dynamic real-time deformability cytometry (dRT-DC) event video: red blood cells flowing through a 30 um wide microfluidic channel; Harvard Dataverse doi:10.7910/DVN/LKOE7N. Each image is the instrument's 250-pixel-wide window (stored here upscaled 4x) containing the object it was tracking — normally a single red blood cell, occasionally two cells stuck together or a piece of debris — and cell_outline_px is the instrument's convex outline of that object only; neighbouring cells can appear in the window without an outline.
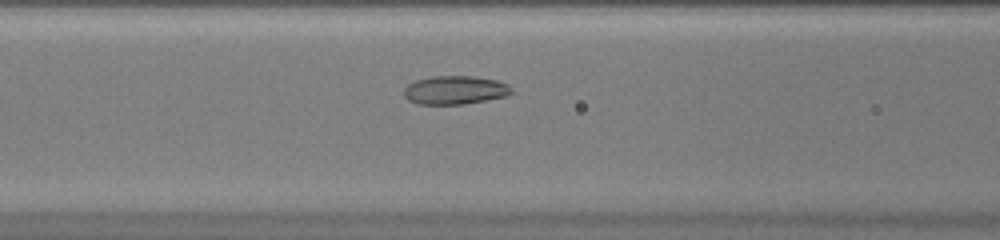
{"species": "common noctule bat (a hibernating species)", "species_latin": "Nyctalus noctula", "temperature_condition": "warm", "stored_images_in_passage": 38, "camera_frame_rate_fps": 3000, "um_per_image_px": 0.085, "animal": {"sex": "female", "body_mass_g": 20.0, "forearm_length_mm": 54.0}, "frame": {"image": 1, "passage_image": 12, "time_ms": 3.667, "image_size_px": [1000, 240], "cell_outline_px": [[512, 92], [508, 96], [464, 104], [416, 104], [408, 100], [404, 96], [404, 88], [408, 84], [416, 80], [432, 76], [476, 76], [496, 80], [508, 84], [512, 88]], "centroid_in_image_um": [38.68, 7.65], "position_along_channel_um": 127.9, "area_um2": 18.03}}
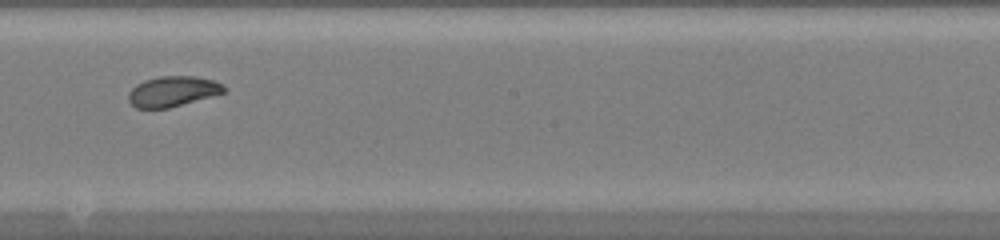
{"frame": {"image": 2, "passage_image": 19, "time_ms": 6.0, "image_size_px": [1000, 240], "cell_outline_px": [[228, 92], [168, 108], [136, 108], [128, 100], [128, 92], [136, 84], [144, 80], [160, 76], [196, 76], [212, 80], [224, 84], [228, 88]], "centroid_in_image_um": [14.72, 7.76], "position_along_channel_um": 233.5, "area_um2": 17.11}}
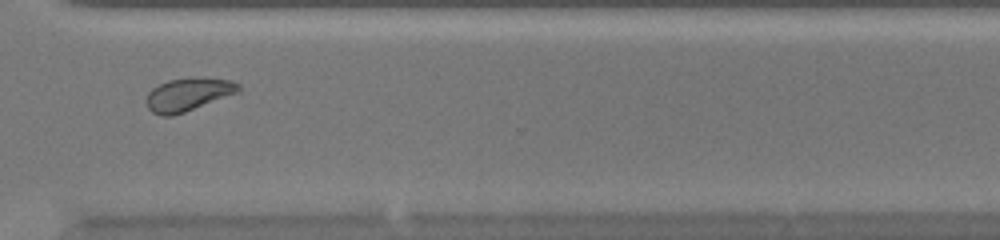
{"frame": {"image": 3, "passage_image": 27, "time_ms": 8.667, "image_size_px": [1000, 240], "cell_outline_px": [[240, 92], [184, 112], [172, 116], [160, 116], [152, 112], [148, 108], [148, 92], [152, 88], [168, 80], [232, 80], [240, 84]], "centroid_in_image_um": [15.99, 8.08], "position_along_channel_um": 354.6, "area_um2": 16.94}}